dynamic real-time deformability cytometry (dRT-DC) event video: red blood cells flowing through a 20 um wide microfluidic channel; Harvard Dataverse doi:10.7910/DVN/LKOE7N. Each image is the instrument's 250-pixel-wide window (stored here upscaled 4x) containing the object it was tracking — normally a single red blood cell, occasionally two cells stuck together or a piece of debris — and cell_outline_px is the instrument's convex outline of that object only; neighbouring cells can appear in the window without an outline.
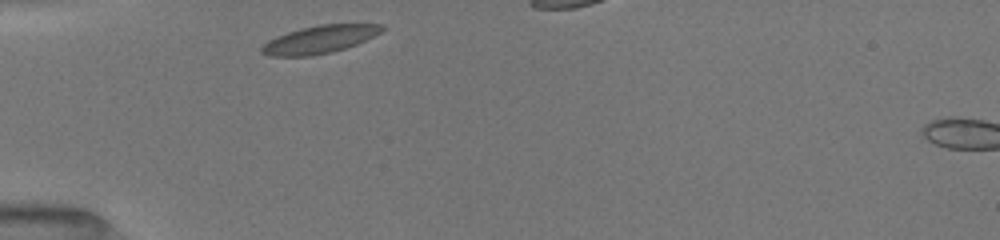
{"species": "common noctule bat (a hibernating species)", "species_latin": "Nyctalus noctula", "temperature_condition": "room temperature", "stored_images_in_passage": 2, "camera_frame_rate_fps": 3000, "um_per_image_px": 0.085, "animal": {"sex": "female", "body_mass_g": 19.5, "forearm_length_mm": 54.1}, "frame": {"image": 1, "passage_image": 1, "time_ms": 0.0, "image_size_px": [1000, 240], "cell_outline_px": [[388, 28], [356, 44], [332, 52], [312, 56], [268, 56], [260, 52], [260, 48], [268, 40], [276, 36], [300, 28], [320, 24], [384, 24]], "centroid_in_image_um": [27.15, 3.35], "position_along_channel_um": 57.9, "area_um2": 19.48}}